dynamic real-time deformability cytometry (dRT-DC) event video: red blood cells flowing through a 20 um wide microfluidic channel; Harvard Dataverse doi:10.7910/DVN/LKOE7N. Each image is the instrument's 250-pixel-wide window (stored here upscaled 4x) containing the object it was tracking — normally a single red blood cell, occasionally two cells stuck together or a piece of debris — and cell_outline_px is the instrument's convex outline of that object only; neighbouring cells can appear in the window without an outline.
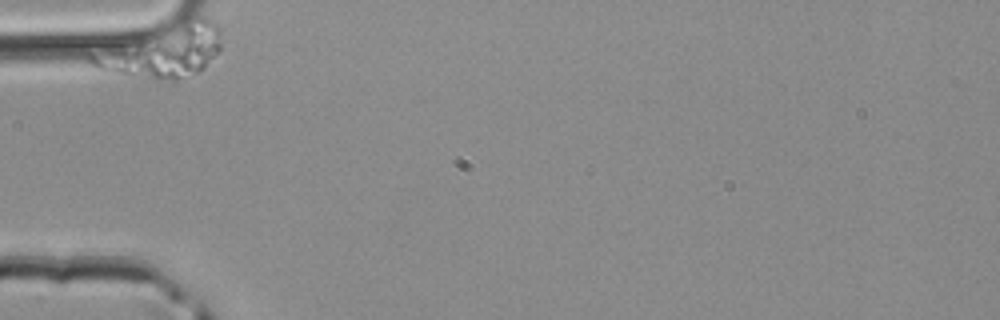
{"species": "common noctule bat (a hibernating species)", "species_latin": "Nyctalus noctula", "temperature_condition": "room temperature", "stored_images_in_passage": 3, "segment_of_instrument_passage": [1, 2], "camera_frame_rate_fps": 3000, "um_per_image_px": 0.085, "animal": {"sex": "male", "body_mass_g": 20.4}, "frame": {"image": 1, "passage_image": 1, "time_ms": 0.0, "image_size_px": [1000, 320], "cell_outline_px": [[220, 48], [196, 72], [172, 84], [100, 72], [88, 60], [88, 56], [188, 16], [204, 16], [216, 24], [220, 28]], "centroid_in_image_um": [13.84, 4.39], "position_along_channel_um": 71.2, "area_um2": 39.88}}